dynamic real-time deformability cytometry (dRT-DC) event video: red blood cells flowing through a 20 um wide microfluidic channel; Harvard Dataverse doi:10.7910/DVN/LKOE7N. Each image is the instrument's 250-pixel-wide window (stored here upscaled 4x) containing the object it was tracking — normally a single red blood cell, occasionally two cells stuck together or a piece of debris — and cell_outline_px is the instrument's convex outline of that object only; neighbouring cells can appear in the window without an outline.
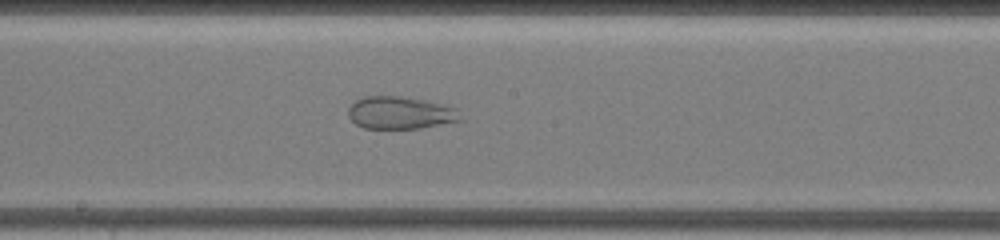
{"species": "common noctule bat (a hibernating species)", "species_latin": "Nyctalus noctula", "temperature_condition": "warm", "stored_images_in_passage": 63, "segment_of_instrument_passage": [2, 2], "camera_frame_rate_fps": 3000, "um_per_image_px": 0.085, "animal": {"sex": "female", "body_mass_g": 19.5, "forearm_length_mm": 54.1}, "frame": {"image": 1, "passage_image": 39, "time_ms": 12.667, "image_size_px": [1000, 240], "cell_outline_px": [[464, 120], [420, 128], [364, 128], [356, 124], [348, 116], [348, 108], [356, 100], [364, 96], [400, 96], [424, 100], [444, 104], [456, 108]], "centroid_in_image_um": [34.04, 9.58], "position_along_channel_um": 214.2, "area_um2": 21.27}}
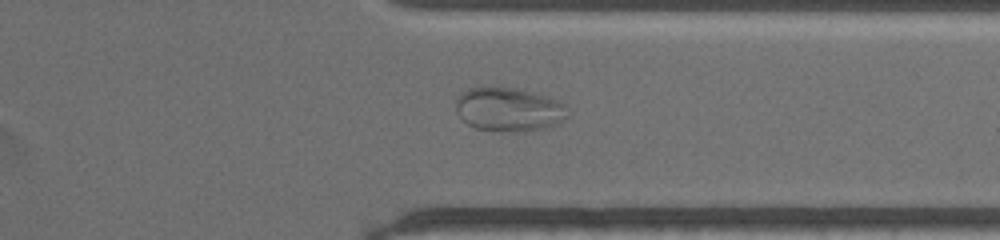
{"frame": {"image": 2, "passage_image": 52, "time_ms": 17.0, "image_size_px": [1000, 240], "cell_outline_px": [[572, 112], [568, 120], [544, 128], [516, 132], [508, 132], [476, 128], [468, 124], [456, 112], [456, 100], [468, 88], [512, 88], [544, 96], [556, 100], [564, 104]], "centroid_in_image_um": [43.31, 9.33], "position_along_channel_um": 368.1, "area_um2": 28.32}}
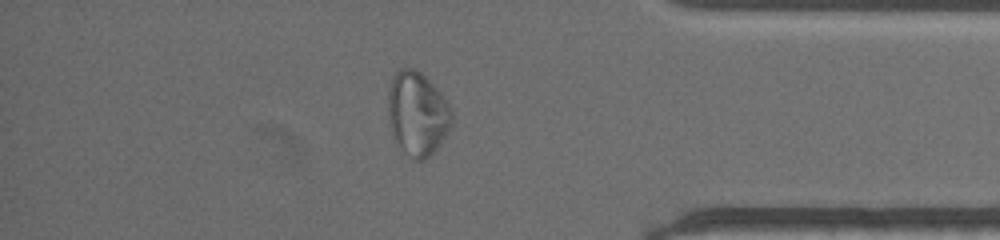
{"frame": {"image": 3, "passage_image": 56, "time_ms": 18.333, "image_size_px": [1000, 240], "cell_outline_px": [[452, 124], [448, 132], [440, 144], [424, 160], [412, 160], [400, 148], [396, 140], [388, 120], [388, 92], [392, 76], [400, 68], [416, 68], [436, 88], [448, 104], [452, 112]], "centroid_in_image_um": [35.46, 9.66], "position_along_channel_um": 399.7, "area_um2": 30.98}}